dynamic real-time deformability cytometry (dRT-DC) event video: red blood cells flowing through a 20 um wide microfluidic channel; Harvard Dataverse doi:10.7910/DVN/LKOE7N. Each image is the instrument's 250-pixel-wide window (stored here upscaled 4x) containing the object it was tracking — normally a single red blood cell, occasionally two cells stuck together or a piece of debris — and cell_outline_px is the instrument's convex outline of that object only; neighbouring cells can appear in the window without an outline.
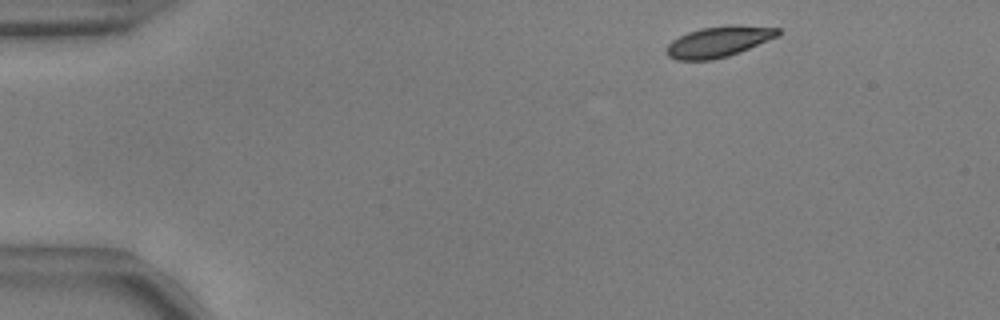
{"species": "common noctule bat (a hibernating species)", "species_latin": "Nyctalus noctula", "temperature_condition": "warm", "stored_images_in_passage": 50, "camera_frame_rate_fps": 3000, "um_per_image_px": 0.085, "animal": {"sex": "male", "body_mass_g": 17.9, "forearm_length_mm": 54.2}, "frame": {"image": 1, "passage_image": 3, "time_ms": 0.667, "image_size_px": [1000, 320], "cell_outline_px": [[780, 36], [740, 52], [728, 56], [712, 60], [676, 60], [668, 56], [664, 52], [664, 48], [672, 40], [688, 32], [700, 28], [728, 24], [740, 24], [780, 28]], "centroid_in_image_um": [61.1, 3.53], "position_along_channel_um": 23.9, "area_um2": 20.46}}
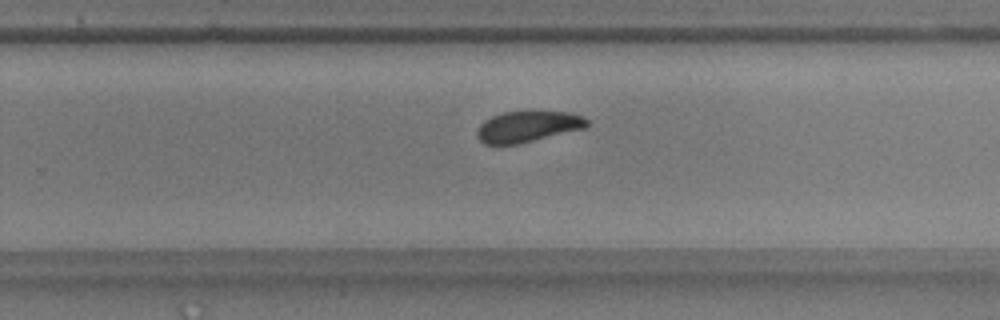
{"frame": {"image": 2, "passage_image": 31, "time_ms": 10.0, "image_size_px": [1000, 320], "cell_outline_px": [[588, 128], [520, 144], [484, 144], [476, 136], [476, 132], [480, 124], [484, 120], [492, 116], [504, 112], [528, 108], [536, 108], [572, 112], [584, 116], [588, 120]], "centroid_in_image_um": [44.94, 10.7], "position_along_channel_um": 284.9, "area_um2": 21.21}}
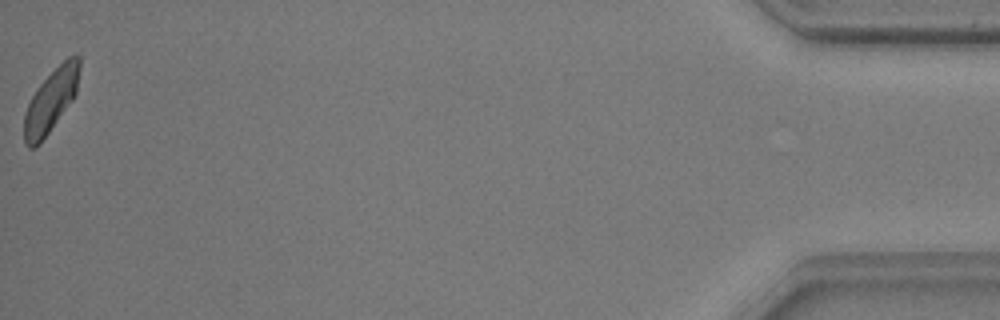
{"frame": {"image": 3, "passage_image": 50, "time_ms": 16.333, "image_size_px": [1000, 320], "cell_outline_px": [[80, 68], [76, 92], [72, 100], [40, 144], [36, 148], [28, 148], [24, 144], [24, 116], [28, 104], [32, 96], [40, 84], [68, 56], [76, 52], [80, 56]], "centroid_in_image_um": [4.33, 8.56], "position_along_channel_um": 430.9, "area_um2": 20.17}, "authors_computed_cell_mechanics": {"area_um2": 21.0392, "velocity_mm_per_s": 3.7138, "shape_relaxation_time_tau1_ms": 2.4463, "shape_relaxation_time_tau2_ms": 3.9864, "deformation_change_tau1": 0.0967, "deformation_change_tau2": 0.0641}}